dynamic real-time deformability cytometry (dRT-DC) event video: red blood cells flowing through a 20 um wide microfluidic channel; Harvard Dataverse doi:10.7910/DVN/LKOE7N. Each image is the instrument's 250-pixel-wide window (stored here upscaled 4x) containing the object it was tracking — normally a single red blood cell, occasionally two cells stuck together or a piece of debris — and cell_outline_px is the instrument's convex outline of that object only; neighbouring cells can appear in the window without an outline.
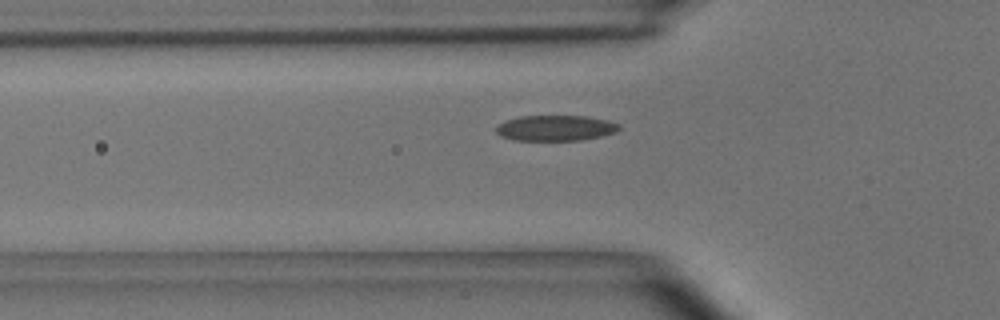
{"species": "common noctule bat (a hibernating species)", "species_latin": "Nyctalus noctula", "temperature_condition": "room temperature", "stored_images_in_passage": 40, "camera_frame_rate_fps": 3000, "um_per_image_px": 0.085, "animal": {"sex": "male", "body_mass_g": 15.6}, "frame": {"image": 1, "passage_image": 9, "time_ms": 2.667, "image_size_px": [1000, 320], "cell_outline_px": [[620, 128], [616, 132], [600, 136], [580, 140], [516, 140], [500, 136], [496, 132], [496, 128], [504, 120], [520, 116], [588, 116], [608, 120], [620, 124]], "centroid_in_image_um": [47.23, 10.87], "position_along_channel_um": 78.6, "area_um2": 18.32}}
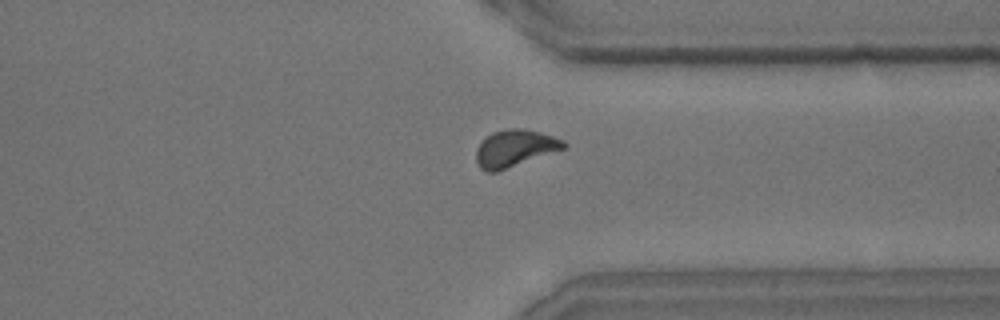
{"frame": {"image": 2, "passage_image": 33, "time_ms": 10.667, "image_size_px": [1000, 320], "cell_outline_px": [[568, 148], [496, 172], [484, 172], [480, 168], [476, 160], [476, 148], [480, 140], [484, 136], [492, 132], [508, 128], [520, 128], [552, 136], [564, 140], [568, 144]], "centroid_in_image_um": [43.74, 12.61], "position_along_channel_um": 367.7, "area_um2": 19.19}}
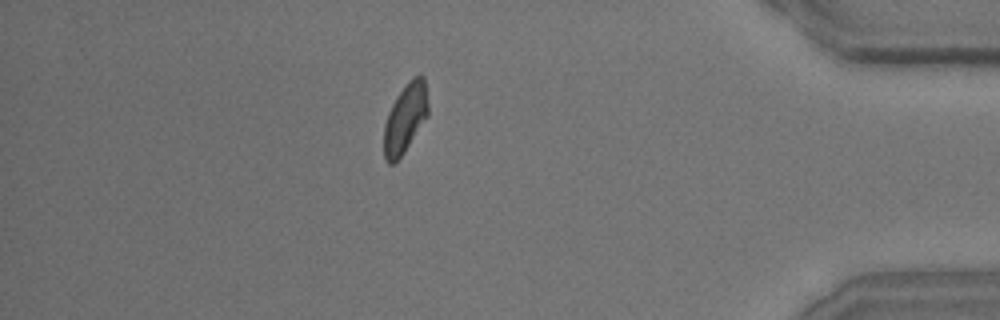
{"frame": {"image": 3, "passage_image": 39, "time_ms": 12.667, "image_size_px": [1000, 320], "cell_outline_px": [[428, 116], [404, 152], [392, 164], [388, 164], [384, 156], [384, 124], [388, 112], [396, 96], [412, 76], [420, 72], [424, 76], [428, 104]], "centroid_in_image_um": [34.45, 10.0], "position_along_channel_um": 400.7, "area_um2": 17.92}}